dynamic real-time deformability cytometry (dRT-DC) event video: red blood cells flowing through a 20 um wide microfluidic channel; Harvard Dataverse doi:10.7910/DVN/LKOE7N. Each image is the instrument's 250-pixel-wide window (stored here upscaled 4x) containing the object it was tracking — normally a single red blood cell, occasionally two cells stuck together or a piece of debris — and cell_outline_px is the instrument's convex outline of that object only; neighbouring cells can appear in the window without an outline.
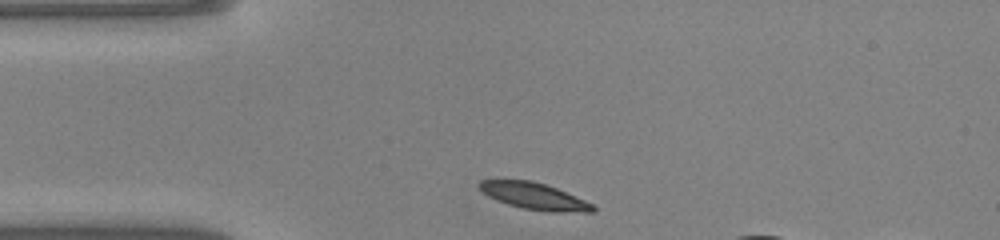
{"species": "common noctule bat (a hibernating species)", "species_latin": "Nyctalus noctula", "temperature_condition": "warm", "stored_images_in_passage": 34, "camera_frame_rate_fps": 3000, "um_per_image_px": 0.085, "animal": {"sex": "male", "body_mass_g": 20.0, "forearm_length_mm": 53.3}, "frame": {"image": 1, "passage_image": 1, "time_ms": 0.0, "image_size_px": [1000, 240], "cell_outline_px": [[596, 208], [592, 212], [548, 212], [520, 208], [508, 204], [488, 196], [476, 184], [480, 180], [532, 180], [556, 188], [584, 200], [592, 204]], "centroid_in_image_um": [45.4, 16.68], "position_along_channel_um": 39.6, "area_um2": 17.51}}
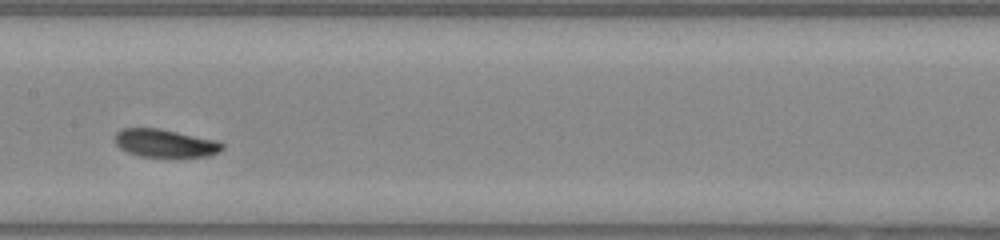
{"frame": {"image": 2, "passage_image": 14, "time_ms": 4.333, "image_size_px": [1000, 240], "cell_outline_px": [[224, 148], [220, 152], [208, 156], [140, 156], [128, 152], [120, 148], [116, 144], [116, 132], [124, 128], [160, 128], [216, 140], [224, 144]], "centroid_in_image_um": [14.06, 12.16], "position_along_channel_um": 193.3, "area_um2": 17.34}}
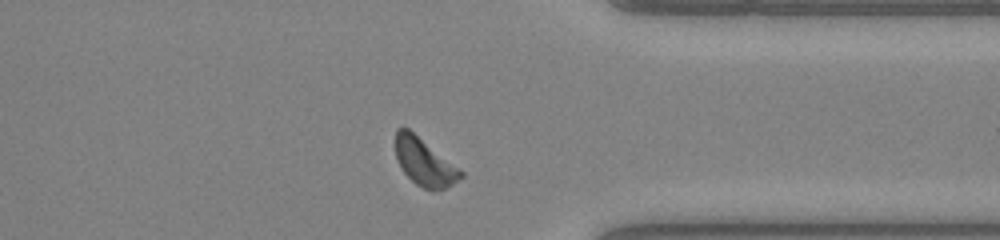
{"frame": {"image": 3, "passage_image": 28, "time_ms": 9.0, "image_size_px": [1000, 240], "cell_outline_px": [[464, 176], [452, 184], [444, 188], [432, 192], [416, 184], [404, 172], [396, 156], [392, 144], [396, 128], [408, 128], [460, 168], [464, 172]], "centroid_in_image_um": [36.05, 13.75], "position_along_channel_um": 375.4, "area_um2": 18.26}, "authors_computed_cell_mechanics": {"area_um2": 17.5134, "velocity_mm_per_s": 4.0619, "shape_relaxation_time_tau1_ms": 2.6562, "shape_relaxation_time_tau2_ms": 7.4583, "deformation_change_tau1": 0.0987, "deformation_change_tau2": 0.1743}}